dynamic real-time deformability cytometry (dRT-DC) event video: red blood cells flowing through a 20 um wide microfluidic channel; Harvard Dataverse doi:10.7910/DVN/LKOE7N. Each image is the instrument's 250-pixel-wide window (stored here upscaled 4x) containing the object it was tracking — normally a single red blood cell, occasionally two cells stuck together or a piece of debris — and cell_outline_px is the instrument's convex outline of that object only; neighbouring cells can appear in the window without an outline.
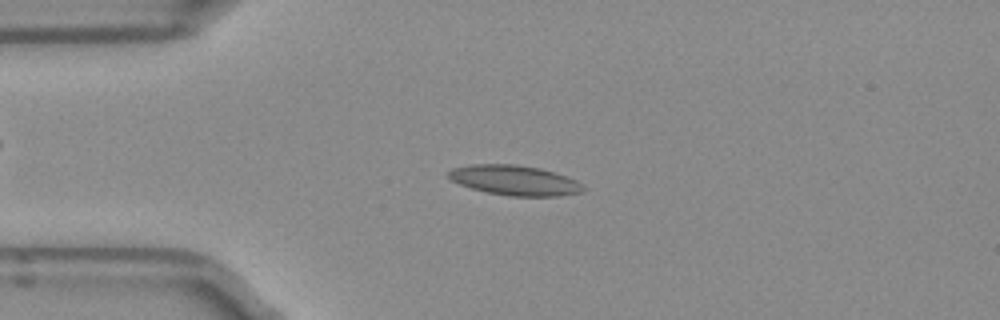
{"species": "Egyptian fruit bat (a non-hibernating species)", "species_latin": "Rousettus aegyptiacus", "temperature_condition": "room temperature", "stored_images_in_passage": 27, "camera_frame_rate_fps": 3000, "um_per_image_px": 0.085, "frame": {"image": 1, "passage_image": 5, "time_ms": 1.333, "image_size_px": [1000, 320], "cell_outline_px": [[584, 188], [580, 192], [556, 196], [512, 196], [488, 192], [472, 188], [460, 184], [452, 180], [448, 176], [448, 172], [452, 168], [472, 164], [512, 164], [540, 168], [576, 180]], "centroid_in_image_um": [43.7, 15.32], "position_along_channel_um": 41.3, "area_um2": 23.06}}
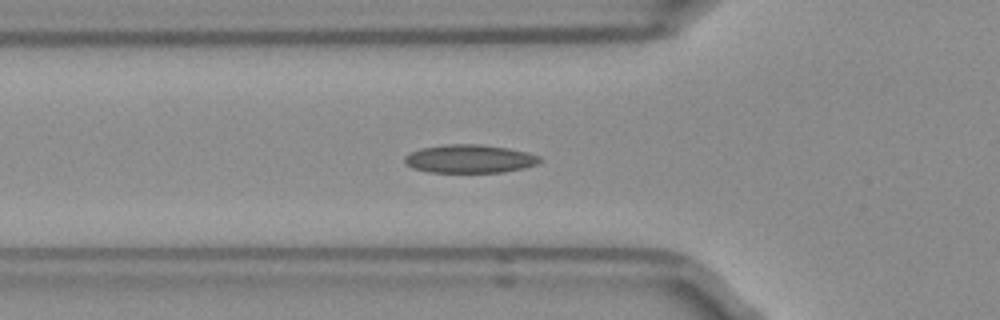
{"frame": {"image": 2, "passage_image": 10, "time_ms": 3.0, "image_size_px": [1000, 320], "cell_outline_px": [[540, 160], [536, 164], [520, 168], [500, 172], [428, 172], [412, 168], [404, 160], [404, 156], [420, 148], [448, 144], [480, 144], [508, 148], [528, 152], [540, 156]], "centroid_in_image_um": [39.89, 13.49], "position_along_channel_um": 85.9, "area_um2": 22.08}}
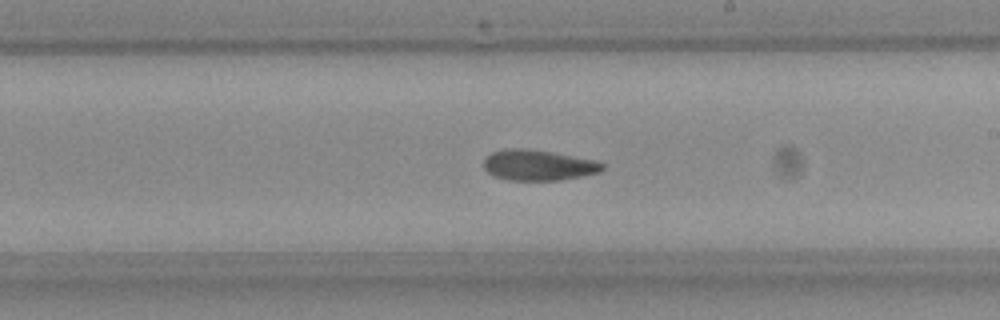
{"frame": {"image": 3, "passage_image": 22, "time_ms": 7.0, "image_size_px": [1000, 320], "cell_outline_px": [[604, 168], [600, 172], [560, 180], [508, 180], [492, 176], [484, 168], [484, 160], [492, 152], [512, 148], [524, 148], [552, 152], [596, 160], [604, 164]], "centroid_in_image_um": [45.75, 14.04], "position_along_channel_um": 243.2, "area_um2": 21.1}}